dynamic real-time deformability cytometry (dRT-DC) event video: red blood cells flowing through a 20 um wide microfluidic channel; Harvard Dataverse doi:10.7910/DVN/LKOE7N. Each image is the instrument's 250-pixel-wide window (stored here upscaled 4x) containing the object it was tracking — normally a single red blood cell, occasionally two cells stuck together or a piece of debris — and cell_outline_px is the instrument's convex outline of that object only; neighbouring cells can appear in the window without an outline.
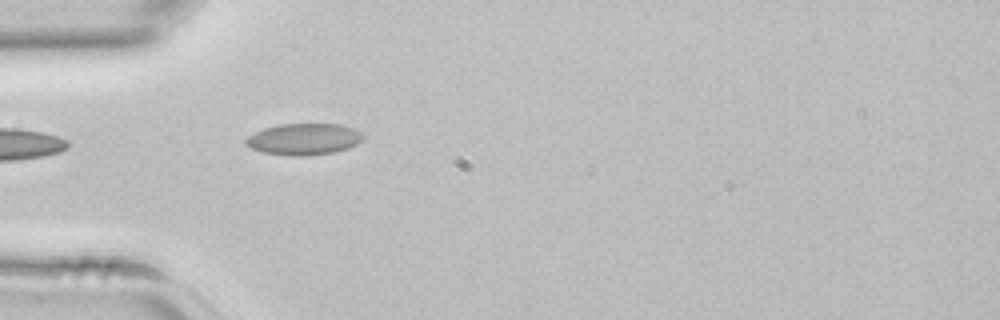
{"species": "common noctule bat (a hibernating species)", "species_latin": "Nyctalus noctula", "temperature_condition": "room temperature", "stored_images_in_passage": 2, "camera_frame_rate_fps": 3000, "um_per_image_px": 0.085, "animal": {"sex": "female", "body_mass_g": 22.7, "forearm_length_mm": 54.2}, "frame": {"image": 1, "passage_image": 2, "time_ms": 0.333, "image_size_px": [1000, 320], "cell_outline_px": [[364, 140], [348, 148], [336, 152], [304, 156], [288, 156], [260, 152], [244, 144], [244, 140], [248, 136], [264, 128], [280, 124], [340, 124], [352, 128], [360, 132], [364, 136]], "centroid_in_image_um": [25.82, 11.84], "position_along_channel_um": 59.2, "area_um2": 21.68}}